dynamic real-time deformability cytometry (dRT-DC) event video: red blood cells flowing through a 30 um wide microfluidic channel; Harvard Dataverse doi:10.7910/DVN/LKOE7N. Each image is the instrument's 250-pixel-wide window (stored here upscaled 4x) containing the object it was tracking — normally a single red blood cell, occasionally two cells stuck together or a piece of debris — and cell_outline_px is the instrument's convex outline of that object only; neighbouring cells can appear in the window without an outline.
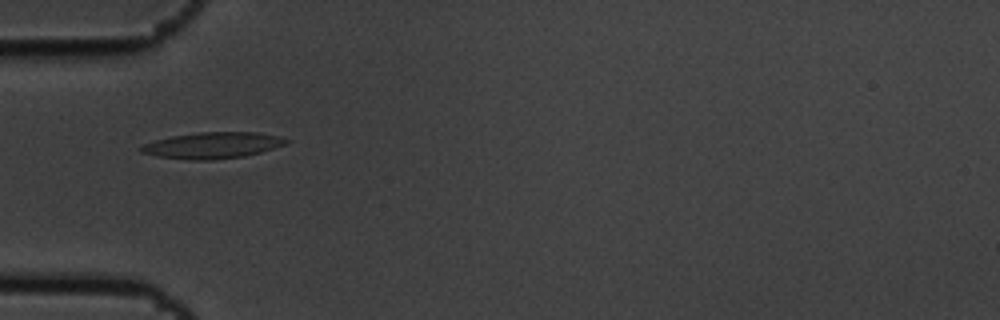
{"species": "common noctule bat (a hibernating species)", "species_latin": "Nyctalus noctula", "temperature_condition": "cold", "stored_images_in_passage": 5, "camera_frame_rate_fps": 3000, "um_per_image_px": 0.085, "animal": {"sex": "male", "body_mass_g": 19.5, "forearm_length_mm": 54.6}, "frame": {"image": 1, "passage_image": 1, "time_ms": 0.0, "image_size_px": [1000, 320], "cell_outline_px": [[292, 140], [288, 144], [260, 152], [244, 156], [212, 160], [188, 160], [156, 156], [140, 152], [140, 148], [144, 144], [156, 140], [172, 136], [200, 132], [256, 132], [276, 136]], "centroid_in_image_um": [18.09, 12.36], "position_along_channel_um": 66.9, "area_um2": 22.14}}
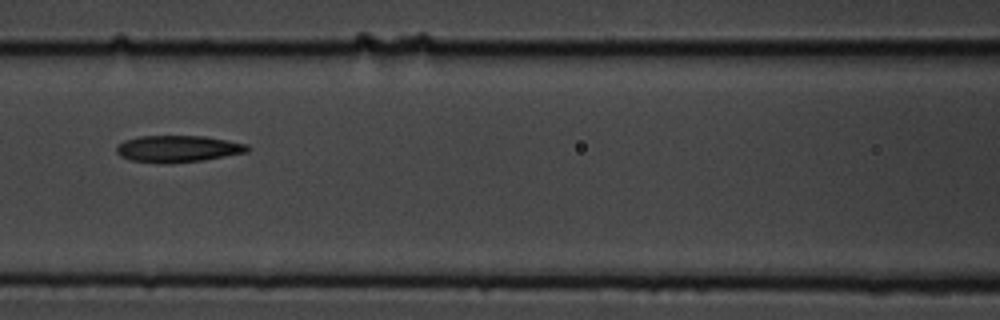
{"frame": {"image": 2, "passage_image": 3, "time_ms": 0.667, "image_size_px": [1000, 320], "cell_outline_px": [[252, 148], [248, 152], [204, 160], [168, 164], [164, 164], [132, 160], [120, 156], [116, 152], [116, 148], [124, 140], [140, 136], [204, 136], [248, 144]], "centroid_in_image_um": [15.15, 12.65], "position_along_channel_um": 151.4, "area_um2": 20.52}}
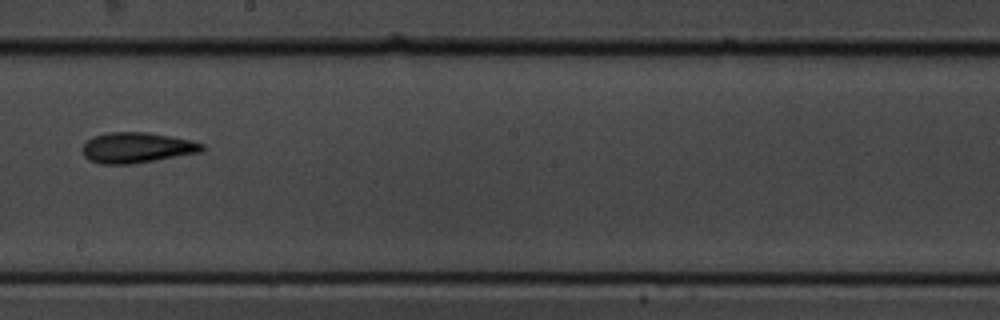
{"frame": {"image": 3, "passage_image": 5, "time_ms": 1.333, "image_size_px": [1000, 320], "cell_outline_px": [[204, 148], [200, 152], [156, 160], [132, 164], [100, 164], [88, 160], [84, 156], [84, 144], [88, 140], [96, 136], [108, 132], [148, 132], [192, 140], [204, 144]], "centroid_in_image_um": [11.64, 12.55], "position_along_channel_um": 236.6, "area_um2": 21.15}}